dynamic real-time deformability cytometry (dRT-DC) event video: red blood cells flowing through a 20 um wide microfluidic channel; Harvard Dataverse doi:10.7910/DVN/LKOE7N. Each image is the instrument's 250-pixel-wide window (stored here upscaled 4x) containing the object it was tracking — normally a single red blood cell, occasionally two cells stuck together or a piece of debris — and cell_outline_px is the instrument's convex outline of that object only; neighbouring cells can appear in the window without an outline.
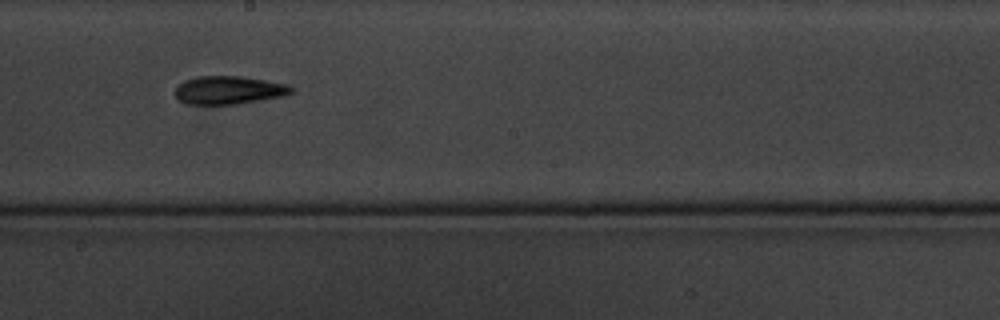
{"species": "common noctule bat (a hibernating species)", "species_latin": "Nyctalus noctula", "temperature_condition": "cold", "stored_images_in_passage": 13, "camera_frame_rate_fps": 3000, "um_per_image_px": 0.085, "animal": {"sex": "male", "body_mass_g": 20.1, "forearm_length_mm": 53.5}, "frame": {"image": 1, "passage_image": 6, "time_ms": 5.667, "image_size_px": [1000, 320], "cell_outline_px": [[292, 92], [284, 96], [236, 104], [188, 104], [180, 100], [176, 96], [176, 84], [184, 80], [196, 76], [240, 76], [288, 84], [292, 88]], "centroid_in_image_um": [19.42, 7.65], "position_along_channel_um": 228.8, "area_um2": 19.02}}
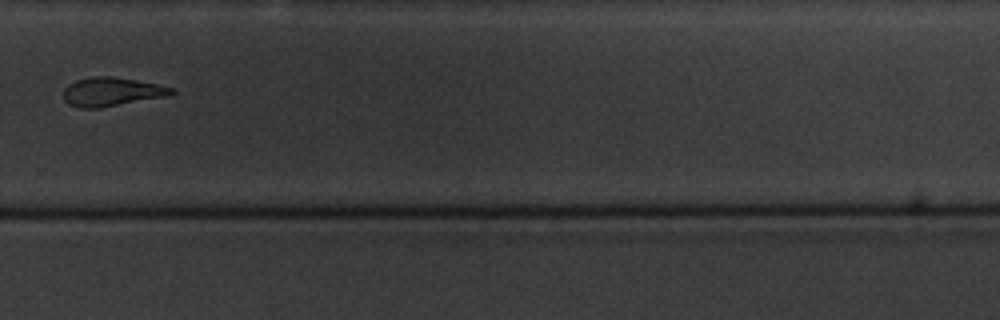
{"frame": {"image": 2, "passage_image": 8, "time_ms": 8.333, "image_size_px": [1000, 320], "cell_outline_px": [[176, 92], [168, 96], [100, 108], [80, 108], [68, 104], [64, 100], [64, 88], [68, 84], [76, 80], [92, 76], [112, 76], [156, 84], [172, 88]], "centroid_in_image_um": [9.46, 7.81], "position_along_channel_um": 320.3, "area_um2": 18.09}, "authors_computed_cell_mechanics": {"area_um2": 17.4556, "velocity_mm_per_s": 3.4434, "shape_relaxation_time_tau1_ms": 2.0221, "shape_relaxation_time_tau2_ms": 7.1537, "deformation_change_tau1": 0.083, "deformation_change_tau2": 0.1572}}